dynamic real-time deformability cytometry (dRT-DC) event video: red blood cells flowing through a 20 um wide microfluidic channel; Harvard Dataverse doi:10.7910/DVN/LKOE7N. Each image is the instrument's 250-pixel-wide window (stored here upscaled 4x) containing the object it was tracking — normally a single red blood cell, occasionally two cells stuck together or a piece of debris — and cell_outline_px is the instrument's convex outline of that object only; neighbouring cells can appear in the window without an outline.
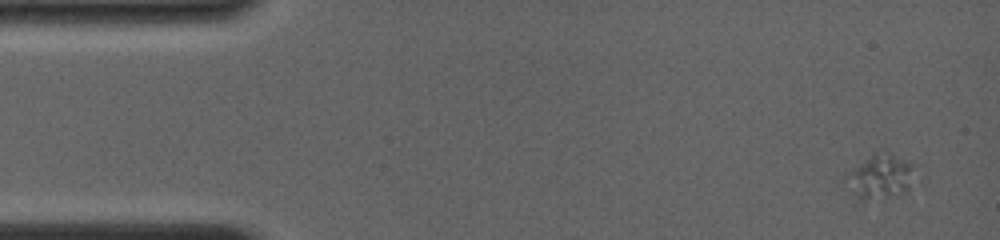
{"species": "common noctule bat (a hibernating species)", "species_latin": "Nyctalus noctula", "temperature_condition": "room temperature", "stored_images_in_passage": 26, "camera_frame_rate_fps": 4000, "um_per_image_px": 0.085, "animal": {"sex": "female", "body_mass_g": 19.0, "forearm_length_mm": 56.7}, "frame": {"image": 1, "passage_image": 1, "time_ms": 0.0, "image_size_px": [1000, 240], "cell_outline_px": [[924, 176], [904, 192], [888, 196], [864, 200], [856, 200], [840, 180], [844, 176], [864, 160], [872, 156], [888, 152], [892, 152], [920, 164]], "centroid_in_image_um": [74.99, 15.01], "position_along_channel_um": 10.0, "area_um2": 19.25}}
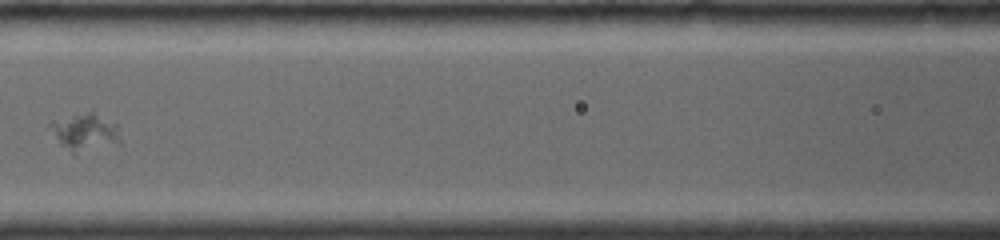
{"frame": {"image": 2, "passage_image": 10, "time_ms": 6.75, "image_size_px": [1000, 240], "cell_outline_px": [[124, 144], [72, 156], [60, 144], [48, 124], [52, 120], [92, 108], [116, 124]], "centroid_in_image_um": [7.29, 11.24], "position_along_channel_um": 159.3, "area_um2": 16.65}}
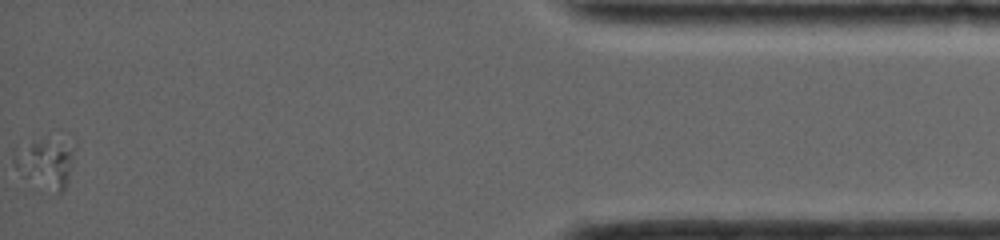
{"frame": {"image": 3, "passage_image": 26, "time_ms": 15.5, "image_size_px": [1000, 240], "cell_outline_px": [[76, 148], [68, 176], [64, 188], [56, 196], [20, 176], [12, 160], [12, 156], [32, 144], [76, 140]], "centroid_in_image_um": [3.95, 13.97], "position_along_channel_um": 431.3, "area_um2": 16.99}}